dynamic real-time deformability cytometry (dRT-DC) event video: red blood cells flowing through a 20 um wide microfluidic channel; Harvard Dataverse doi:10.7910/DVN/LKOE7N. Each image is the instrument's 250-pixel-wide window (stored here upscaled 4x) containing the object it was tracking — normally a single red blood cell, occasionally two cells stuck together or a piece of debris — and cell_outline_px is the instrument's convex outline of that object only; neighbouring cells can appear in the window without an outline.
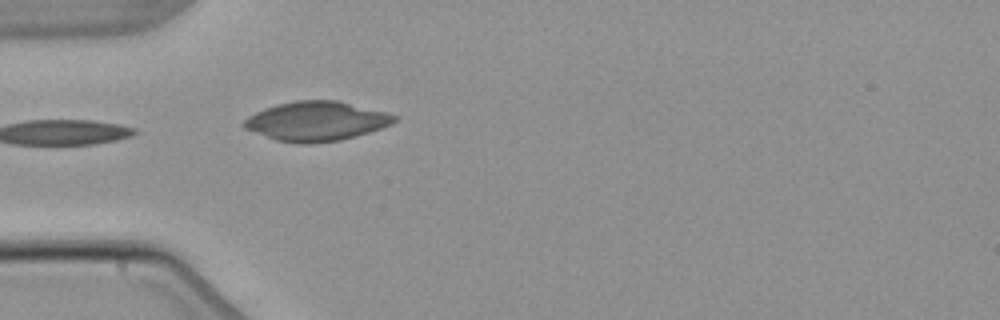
{"species": "common noctule bat (a hibernating species)", "species_latin": "Nyctalus noctula", "temperature_condition": "warm", "stored_images_in_passage": 5, "camera_frame_rate_fps": 3000, "um_per_image_px": 0.085, "animal": {"sex": "male", "body_mass_g": 21.5, "forearm_length_mm": 52.0}, "frame": {"image": 1, "passage_image": 5, "time_ms": 5.0, "image_size_px": [1000, 320], "cell_outline_px": [[396, 120], [392, 124], [356, 136], [340, 140], [308, 144], [296, 144], [276, 140], [244, 128], [240, 124], [248, 116], [264, 108], [276, 104], [296, 100], [336, 100], [384, 112], [396, 116]], "centroid_in_image_um": [26.83, 10.3], "position_along_channel_um": 58.2, "area_um2": 34.39}}